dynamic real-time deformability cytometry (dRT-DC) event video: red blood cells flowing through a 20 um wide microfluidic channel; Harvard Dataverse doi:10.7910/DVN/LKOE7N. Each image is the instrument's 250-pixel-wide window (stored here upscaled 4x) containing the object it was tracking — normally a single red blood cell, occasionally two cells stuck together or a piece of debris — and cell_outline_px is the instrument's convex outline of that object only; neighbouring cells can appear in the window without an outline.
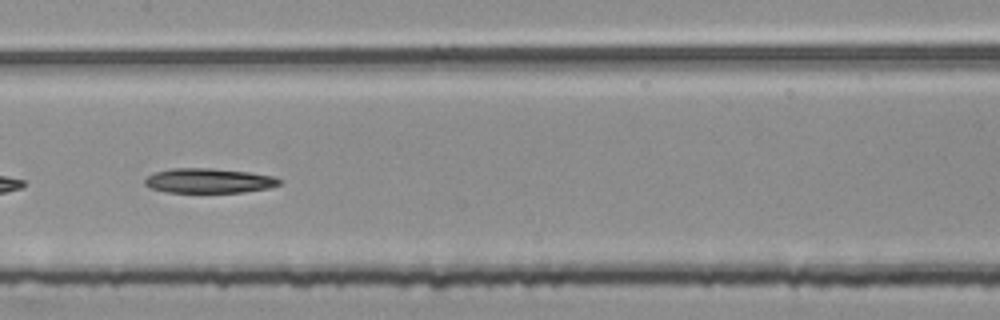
{"species": "common noctule bat (a hibernating species)", "species_latin": "Nyctalus noctula", "temperature_condition": "room temperature", "stored_images_in_passage": 49, "segment_of_instrument_passage": [2, 2], "camera_frame_rate_fps": 3000, "um_per_image_px": 0.085, "animal": {"sex": "female", "body_mass_g": 25.1}, "frame": {"image": 1, "passage_image": 24, "time_ms": 7.667, "image_size_px": [1000, 320], "cell_outline_px": [[284, 180], [280, 184], [268, 188], [244, 192], [168, 192], [152, 188], [144, 184], [144, 180], [148, 176], [156, 172], [172, 168], [212, 168], [248, 172], [272, 176]], "centroid_in_image_um": [17.77, 15.36], "position_along_channel_um": 189.6, "area_um2": 19.25}}
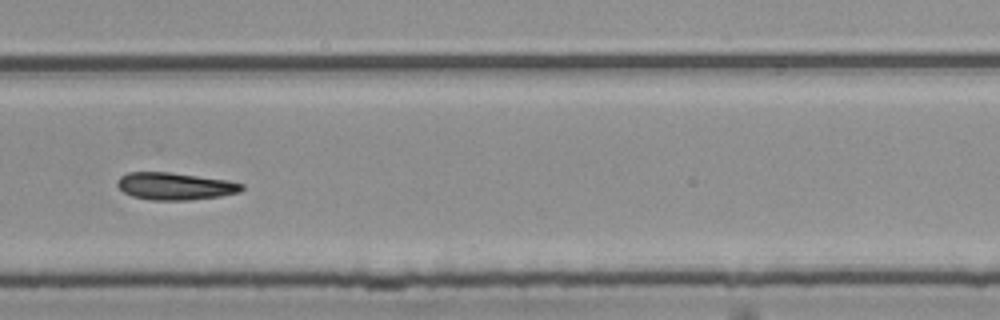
{"frame": {"image": 2, "passage_image": 34, "time_ms": 11.0, "image_size_px": [1000, 320], "cell_outline_px": [[244, 188], [240, 192], [220, 196], [192, 200], [152, 200], [132, 196], [124, 192], [116, 184], [116, 180], [120, 176], [128, 172], [168, 172], [228, 180], [244, 184]], "centroid_in_image_um": [14.88, 15.82], "position_along_channel_um": 314.9, "area_um2": 19.83}}
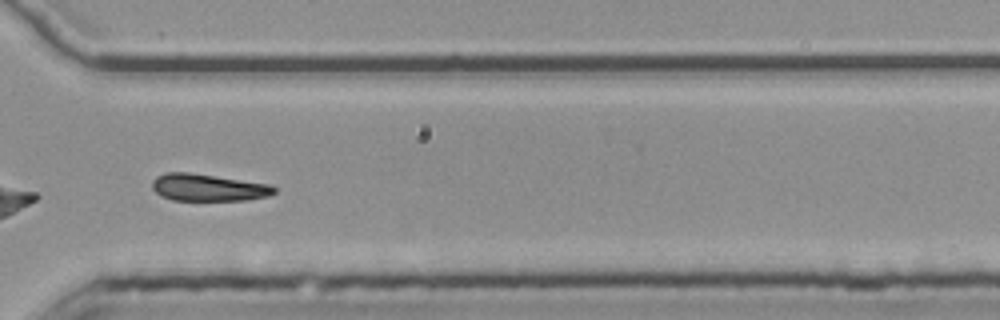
{"frame": {"image": 3, "passage_image": 37, "time_ms": 12.0, "image_size_px": [1000, 320], "cell_outline_px": [[276, 192], [268, 196], [248, 200], [172, 200], [156, 192], [152, 188], [152, 180], [156, 176], [168, 172], [188, 172], [268, 184], [276, 188]], "centroid_in_image_um": [17.68, 15.94], "position_along_channel_um": 352.9, "area_um2": 19.07}}